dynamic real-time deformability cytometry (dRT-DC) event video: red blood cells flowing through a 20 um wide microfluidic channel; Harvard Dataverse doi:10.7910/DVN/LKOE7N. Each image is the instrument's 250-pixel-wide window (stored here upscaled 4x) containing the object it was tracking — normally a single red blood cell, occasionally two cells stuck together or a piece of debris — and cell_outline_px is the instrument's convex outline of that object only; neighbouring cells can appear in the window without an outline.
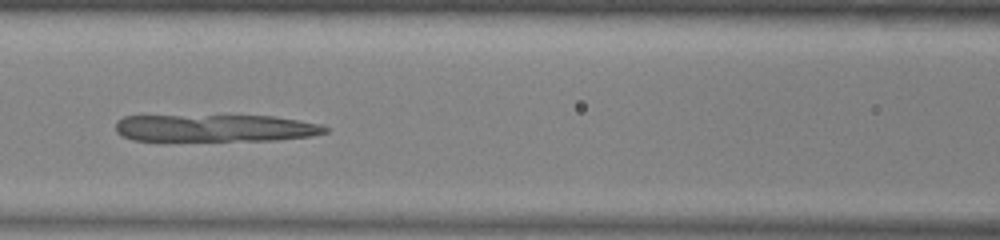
{"species": "common noctule bat (a hibernating species)", "species_latin": "Nyctalus noctula", "temperature_condition": "warm", "stored_images_in_passage": 45, "camera_frame_rate_fps": 3000, "um_per_image_px": 0.085, "animal": {"sex": "male", "body_mass_g": 13.0, "forearm_length_mm": 53.1}, "frame": {"image": 1, "passage_image": 16, "time_ms": 5.0, "image_size_px": [1000, 240], "cell_outline_px": [[328, 132], [312, 136], [276, 140], [132, 140], [120, 136], [116, 132], [116, 120], [124, 116], [272, 116], [320, 124], [328, 128]], "centroid_in_image_um": [18.27, 10.89], "position_along_channel_um": 148.3, "area_um2": 33.12}}